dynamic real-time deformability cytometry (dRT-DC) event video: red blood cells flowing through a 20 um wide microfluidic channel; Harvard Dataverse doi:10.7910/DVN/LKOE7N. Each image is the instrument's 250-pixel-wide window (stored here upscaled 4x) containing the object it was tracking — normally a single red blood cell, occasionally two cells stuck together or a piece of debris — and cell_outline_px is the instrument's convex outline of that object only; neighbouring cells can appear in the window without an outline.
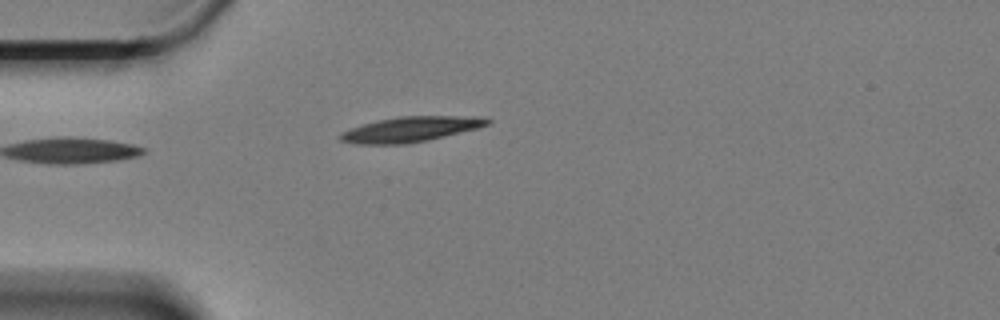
{"species": "Egyptian fruit bat (a non-hibernating species)", "species_latin": "Rousettus aegyptiacus", "temperature_condition": "cold", "stored_images_in_passage": 20, "camera_frame_rate_fps": 3000, "um_per_image_px": 0.085, "animal": {"sex": "female"}, "frame": {"image": 1, "passage_image": 1, "time_ms": 0.0, "image_size_px": [1000, 320], "cell_outline_px": [[492, 120], [488, 124], [476, 128], [428, 140], [408, 144], [356, 144], [340, 140], [340, 132], [364, 124], [380, 120], [400, 116], [476, 116]], "centroid_in_image_um": [34.89, 10.99], "position_along_channel_um": 50.1, "area_um2": 21.27}}
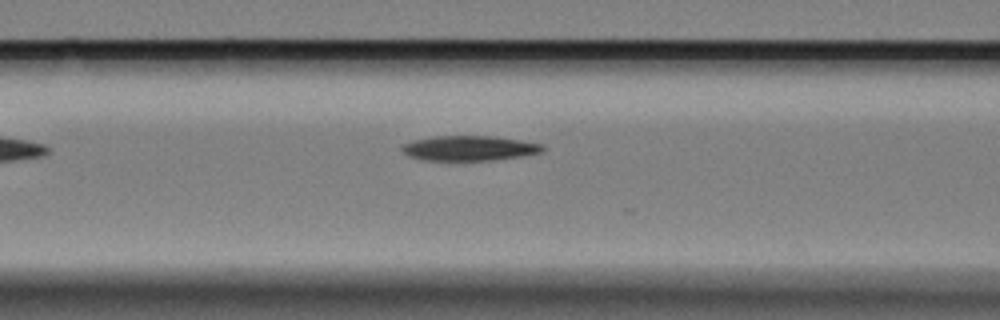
{"frame": {"image": 2, "passage_image": 9, "time_ms": 2.667, "image_size_px": [1000, 320], "cell_outline_px": [[544, 152], [520, 156], [492, 160], [420, 160], [408, 156], [400, 148], [404, 144], [416, 140], [432, 136], [492, 136], [520, 140], [544, 144]], "centroid_in_image_um": [39.9, 12.6], "position_along_channel_um": 126.7, "area_um2": 20.4}}
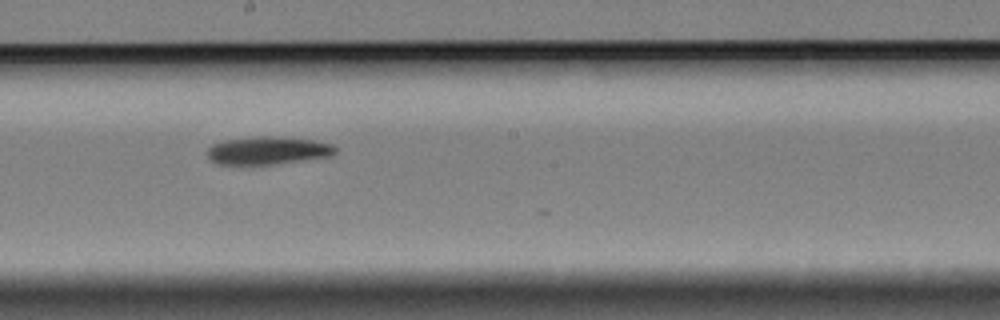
{"frame": {"image": 3, "passage_image": 18, "time_ms": 5.667, "image_size_px": [1000, 320], "cell_outline_px": [[336, 152], [332, 156], [268, 164], [216, 164], [208, 156], [208, 148], [212, 144], [224, 140], [256, 136], [276, 136], [312, 140], [332, 144], [336, 148]], "centroid_in_image_um": [22.75, 12.78], "position_along_channel_um": 225.4, "area_um2": 20.58}}